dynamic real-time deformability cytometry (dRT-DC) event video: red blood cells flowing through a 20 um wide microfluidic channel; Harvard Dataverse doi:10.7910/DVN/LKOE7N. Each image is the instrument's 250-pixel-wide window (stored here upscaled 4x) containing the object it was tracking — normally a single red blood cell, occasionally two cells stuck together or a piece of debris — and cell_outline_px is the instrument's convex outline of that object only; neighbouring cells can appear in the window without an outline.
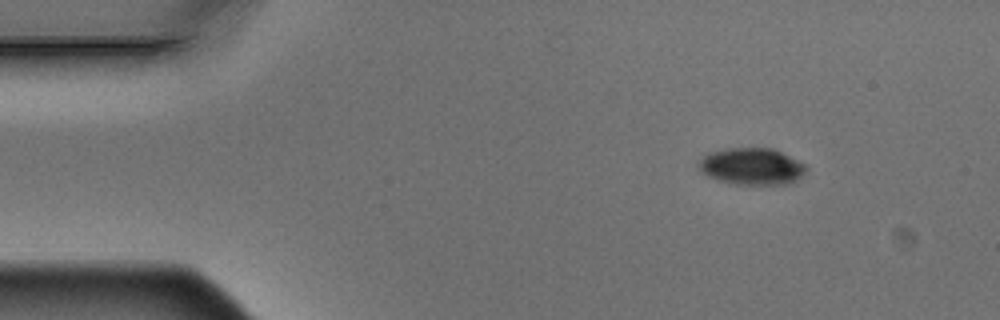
{"species": "Egyptian fruit bat (a non-hibernating species)", "species_latin": "Rousettus aegyptiacus", "temperature_condition": "warm", "stored_images_in_passage": 6, "camera_frame_rate_fps": 3000, "um_per_image_px": 0.085, "animal": {"sex": "male"}, "frame": {"image": 1, "passage_image": 1, "time_ms": 0.0, "image_size_px": [1000, 320], "cell_outline_px": [[808, 168], [796, 180], [788, 184], [736, 184], [720, 180], [708, 176], [700, 172], [696, 164], [696, 160], [708, 152], [728, 148], [772, 148], [804, 164]], "centroid_in_image_um": [63.82, 14.13], "position_along_channel_um": 21.2, "area_um2": 23.0}}
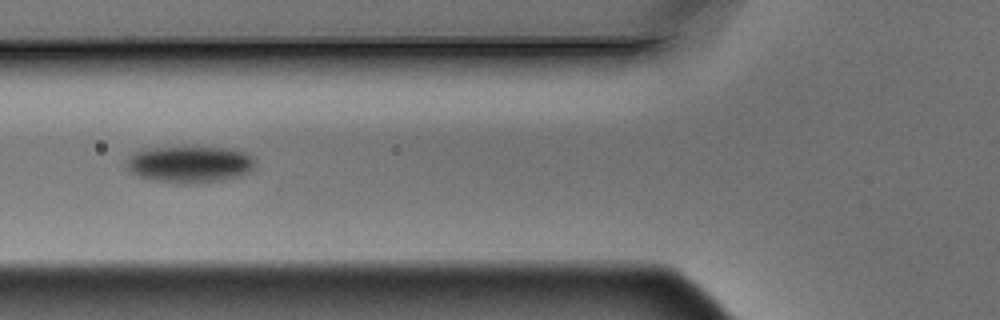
{"frame": {"image": 2, "passage_image": 5, "time_ms": 1.333, "image_size_px": [1000, 320], "cell_outline_px": [[256, 168], [252, 172], [240, 176], [220, 180], [188, 184], [176, 184], [156, 180], [140, 176], [132, 172], [124, 164], [128, 156], [144, 148], [184, 144], [188, 144], [232, 148], [256, 156]], "centroid_in_image_um": [16.18, 13.9], "position_along_channel_um": 109.6, "area_um2": 29.07}}
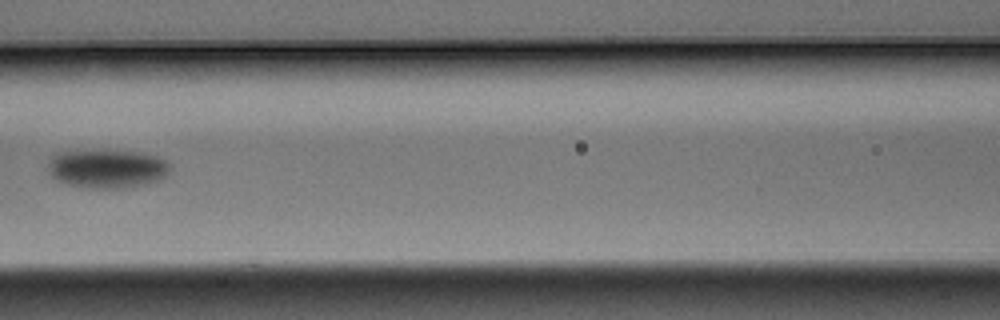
{"frame": {"image": 3, "passage_image": 6, "time_ms": 1.667, "image_size_px": [1000, 320], "cell_outline_px": [[168, 172], [160, 180], [140, 184], [116, 188], [92, 188], [68, 184], [56, 180], [52, 176], [48, 168], [48, 164], [52, 156], [56, 152], [100, 148], [104, 148], [136, 152], [156, 156], [168, 160]], "centroid_in_image_um": [9.05, 14.28], "position_along_channel_um": 157.6, "area_um2": 27.8}}